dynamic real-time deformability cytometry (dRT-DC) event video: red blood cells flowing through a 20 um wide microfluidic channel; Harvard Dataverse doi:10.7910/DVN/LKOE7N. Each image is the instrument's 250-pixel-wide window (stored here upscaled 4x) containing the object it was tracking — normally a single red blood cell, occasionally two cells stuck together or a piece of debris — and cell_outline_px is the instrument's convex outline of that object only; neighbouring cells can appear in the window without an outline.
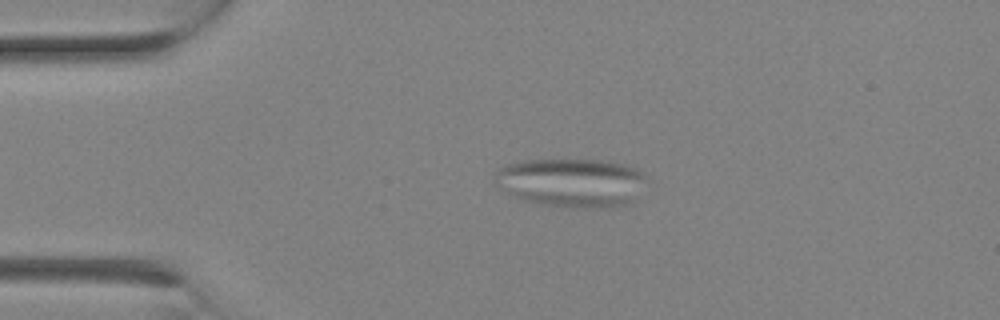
{"species": "Egyptian fruit bat (a non-hibernating species)", "species_latin": "Rousettus aegyptiacus", "temperature_condition": "room temperature", "stored_images_in_passage": 2, "camera_frame_rate_fps": 3000, "um_per_image_px": 0.085, "animal": {"sex": "female"}, "frame": {"image": 1, "passage_image": 2, "time_ms": 0.333, "image_size_px": [1000, 320], "cell_outline_px": [[644, 180], [636, 200], [628, 204], [612, 208], [572, 208], [540, 204], [524, 200], [512, 196], [504, 192], [492, 180], [496, 168], [504, 164], [520, 160], [600, 160], [624, 164], [636, 168], [644, 172]], "centroid_in_image_um": [48.52, 15.53], "position_along_channel_um": 36.5, "area_um2": 43.93}}